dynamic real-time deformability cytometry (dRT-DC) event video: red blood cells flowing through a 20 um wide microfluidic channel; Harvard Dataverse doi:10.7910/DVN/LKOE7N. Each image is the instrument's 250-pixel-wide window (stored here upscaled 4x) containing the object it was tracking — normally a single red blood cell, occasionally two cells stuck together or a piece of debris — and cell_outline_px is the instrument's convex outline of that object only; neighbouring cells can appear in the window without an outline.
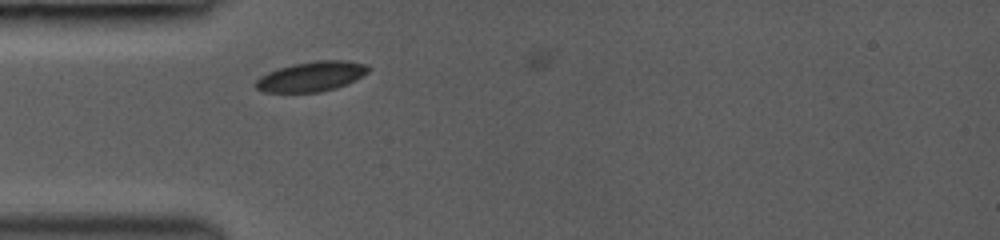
{"species": "common noctule bat (a hibernating species)", "species_latin": "Nyctalus noctula", "temperature_condition": "room temperature", "stored_images_in_passage": 1, "camera_frame_rate_fps": 3000, "um_per_image_px": 0.085, "animal": {"sex": "female", "body_mass_g": 19.0, "forearm_length_mm": 53.3}, "frame": {"image": 1, "passage_image": 1, "time_ms": 0.0, "image_size_px": [1000, 240], "cell_outline_px": [[372, 68], [368, 72], [356, 80], [348, 84], [336, 88], [320, 92], [264, 92], [256, 88], [252, 84], [260, 76], [268, 72], [292, 64], [316, 60], [344, 60], [368, 64]], "centroid_in_image_um": [26.5, 6.5], "position_along_channel_um": 58.5, "area_um2": 19.88}}